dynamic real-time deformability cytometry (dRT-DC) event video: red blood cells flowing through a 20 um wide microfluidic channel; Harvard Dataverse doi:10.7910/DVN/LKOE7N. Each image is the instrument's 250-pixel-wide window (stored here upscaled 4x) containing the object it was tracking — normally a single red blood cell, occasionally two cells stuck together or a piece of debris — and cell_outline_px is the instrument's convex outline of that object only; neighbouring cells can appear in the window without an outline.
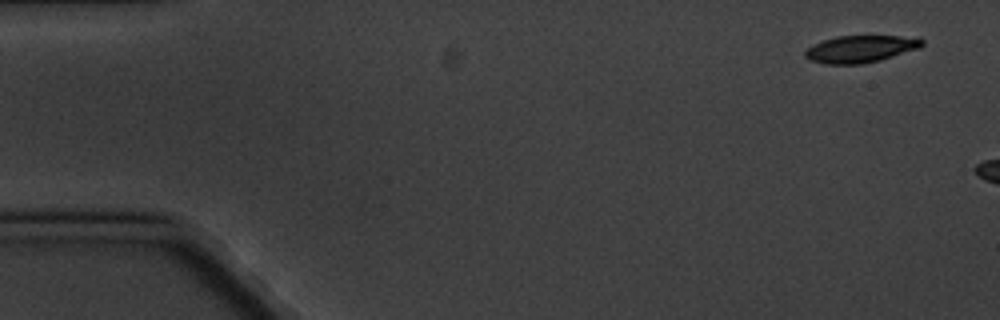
{"species": "common noctule bat (a hibernating species)", "species_latin": "Nyctalus noctula", "temperature_condition": "cold", "stored_images_in_passage": 3, "camera_frame_rate_fps": 3000, "um_per_image_px": 0.085, "animal": {"sex": "male", "body_mass_g": 20.1, "forearm_length_mm": 53.5}, "frame": {"image": 1, "passage_image": 1, "time_ms": 0.0, "image_size_px": [1000, 320], "cell_outline_px": [[924, 44], [920, 48], [880, 60], [860, 64], [824, 64], [808, 60], [804, 56], [804, 52], [812, 44], [836, 36], [920, 36], [924, 40]], "centroid_in_image_um": [73.17, 4.15], "position_along_channel_um": 11.8, "area_um2": 18.73}}